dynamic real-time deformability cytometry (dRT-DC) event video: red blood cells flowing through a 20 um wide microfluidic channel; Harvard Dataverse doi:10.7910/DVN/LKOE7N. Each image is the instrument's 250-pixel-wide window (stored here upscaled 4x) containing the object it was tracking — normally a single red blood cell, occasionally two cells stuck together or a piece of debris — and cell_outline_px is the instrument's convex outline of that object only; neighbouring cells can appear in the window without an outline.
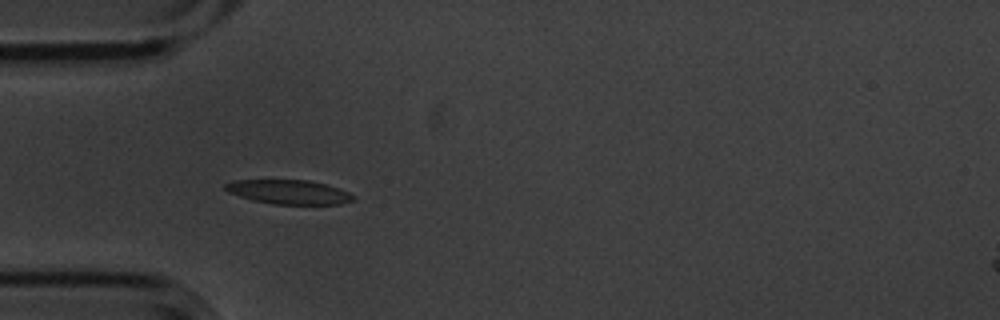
{"species": "common noctule bat (a hibernating species)", "species_latin": "Nyctalus noctula", "temperature_condition": "cold", "stored_images_in_passage": 40, "camera_frame_rate_fps": 3000, "um_per_image_px": 0.085, "animal": {"sex": "male", "body_mass_g": 20.1, "forearm_length_mm": 53.5}, "frame": {"image": 1, "passage_image": 1, "time_ms": 0.0, "image_size_px": [1000, 320], "cell_outline_px": [[356, 200], [340, 204], [272, 204], [252, 200], [228, 192], [224, 188], [224, 184], [236, 180], [308, 180], [324, 184], [348, 192], [356, 196]], "centroid_in_image_um": [24.56, 16.32], "position_along_channel_um": 60.4, "area_um2": 17.98}}
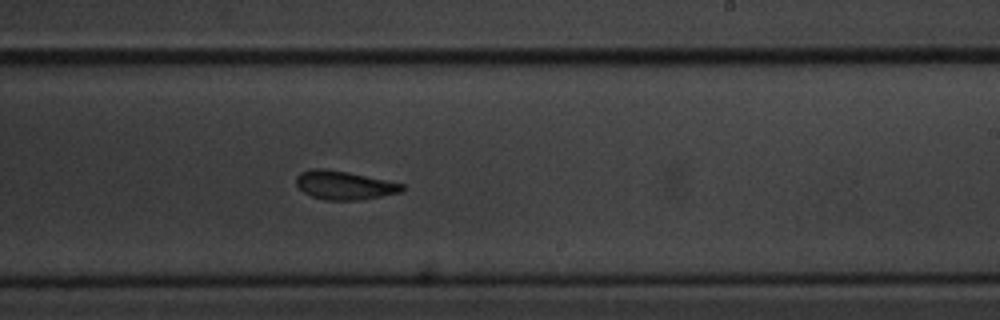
{"frame": {"image": 2, "passage_image": 18, "time_ms": 5.667, "image_size_px": [1000, 320], "cell_outline_px": [[404, 188], [400, 192], [360, 200], [324, 200], [312, 196], [304, 192], [296, 184], [296, 176], [300, 172], [312, 168], [324, 168], [348, 172], [404, 184]], "centroid_in_image_um": [29.22, 15.73], "position_along_channel_um": 259.8, "area_um2": 17.57}}
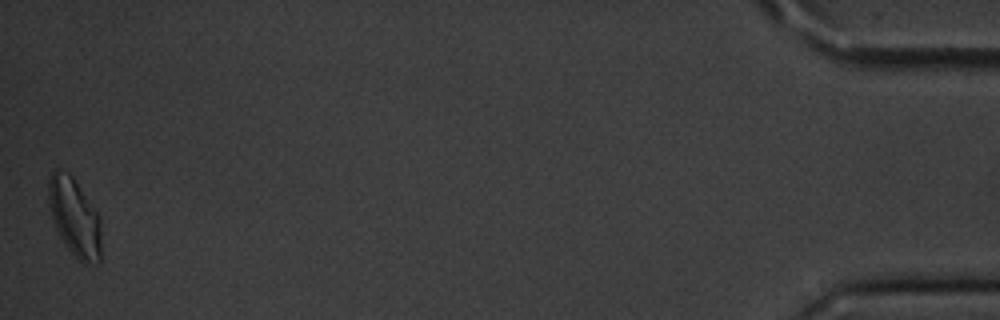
{"frame": {"image": 3, "passage_image": 40, "time_ms": 13.0, "image_size_px": [1000, 320], "cell_outline_px": [[100, 264], [84, 264], [64, 244], [56, 228], [52, 216], [48, 200], [48, 180], [52, 172], [56, 168], [68, 172], [72, 176], [100, 216]], "centroid_in_image_um": [6.34, 18.46], "position_along_channel_um": 428.9, "area_um2": 23.87}, "authors_computed_cell_mechanics": {"area_um2": 18.3515, "velocity_mm_per_s": 3.5496, "shape_relaxation_time_tau1_ms": 2.3338, "shape_relaxation_time_tau2_ms": 2.3236, "deformation_change_tau1": 0.1111, "deformation_change_tau2": 0.0739}}